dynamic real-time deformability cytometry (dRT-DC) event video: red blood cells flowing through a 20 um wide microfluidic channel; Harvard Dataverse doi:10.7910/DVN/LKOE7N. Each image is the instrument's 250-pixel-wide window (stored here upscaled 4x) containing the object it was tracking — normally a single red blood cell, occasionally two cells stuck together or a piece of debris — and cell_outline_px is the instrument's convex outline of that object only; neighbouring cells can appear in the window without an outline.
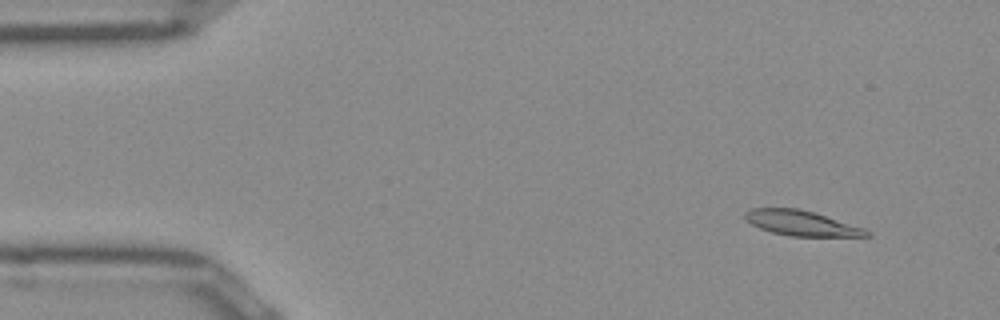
{"species": "Egyptian fruit bat (a non-hibernating species)", "species_latin": "Rousettus aegyptiacus", "temperature_condition": "room temperature", "stored_images_in_passage": 51, "camera_frame_rate_fps": 3000, "um_per_image_px": 0.085, "frame": {"image": 1, "passage_image": 5, "time_ms": 1.333, "image_size_px": [1000, 320], "cell_outline_px": [[872, 236], [788, 236], [772, 232], [760, 228], [744, 220], [744, 212], [752, 208], [800, 208], [864, 228]], "centroid_in_image_um": [68.06, 18.96], "position_along_channel_um": 16.9, "area_um2": 17.63}}
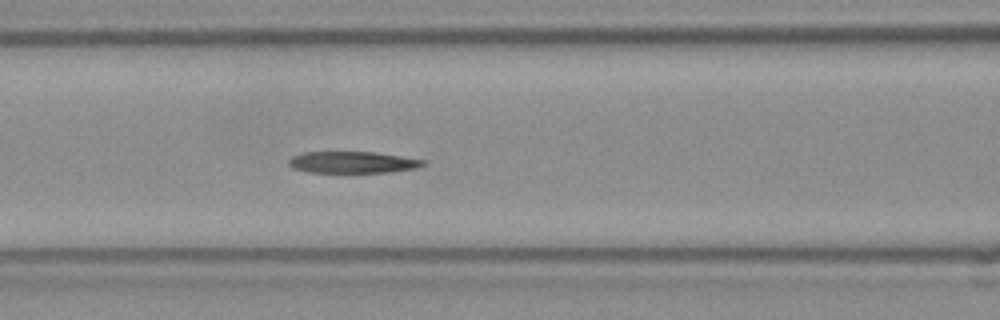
{"frame": {"image": 2, "passage_image": 21, "time_ms": 6.667, "image_size_px": [1000, 320], "cell_outline_px": [[428, 164], [416, 168], [388, 172], [308, 172], [292, 168], [288, 164], [288, 160], [292, 156], [304, 152], [376, 152], [428, 160]], "centroid_in_image_um": [30.01, 13.79], "position_along_channel_um": 136.6, "area_um2": 17.05}}
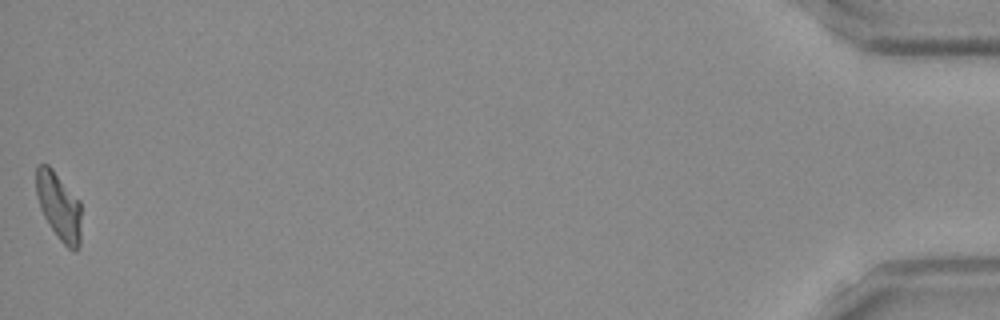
{"frame": {"image": 3, "passage_image": 51, "time_ms": 16.667, "image_size_px": [1000, 320], "cell_outline_px": [[80, 244], [76, 252], [68, 248], [60, 240], [44, 216], [40, 208], [36, 196], [36, 164], [48, 164], [52, 168], [80, 200]], "centroid_in_image_um": [5.0, 17.5], "position_along_channel_um": 430.2, "area_um2": 17.8}, "authors_computed_cell_mechanics": {"area_um2": 18.0336, "velocity_mm_per_s": 3.962, "shape_relaxation_time_tau1_ms": 7.6496, "shape_relaxation_time_tau2_ms": 3.312, "deformation_change_tau1": 0.2382, "deformation_change_tau2": 0.1147}}